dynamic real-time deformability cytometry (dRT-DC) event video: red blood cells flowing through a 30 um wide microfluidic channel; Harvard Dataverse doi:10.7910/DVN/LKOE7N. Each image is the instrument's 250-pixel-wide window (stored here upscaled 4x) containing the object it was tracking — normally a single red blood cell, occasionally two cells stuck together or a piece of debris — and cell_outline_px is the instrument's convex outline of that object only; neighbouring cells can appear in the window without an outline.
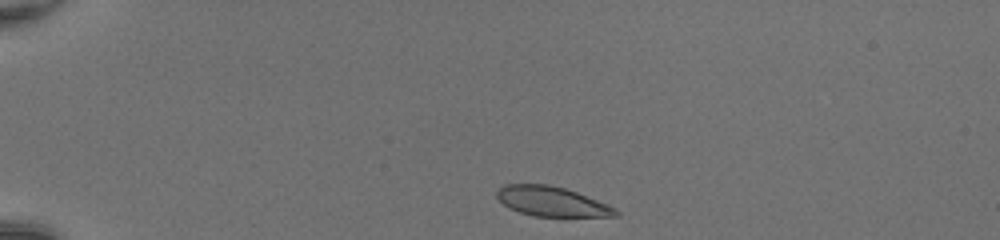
{"species": "common noctule bat (a hibernating species)", "species_latin": "Nyctalus noctula", "temperature_condition": "room temperature", "stored_images_in_passage": 39, "camera_frame_rate_fps": 3000, "um_per_image_px": 0.085, "animal": {"sex": "female", "body_mass_g": 20.0, "forearm_length_mm": 54.0}, "frame": {"image": 1, "passage_image": 1, "time_ms": 0.0, "image_size_px": [1000, 240], "cell_outline_px": [[620, 216], [532, 216], [508, 208], [496, 196], [496, 192], [504, 184], [548, 184], [564, 188], [576, 192], [608, 204], [616, 208], [620, 212]], "centroid_in_image_um": [46.91, 17.12], "position_along_channel_um": 38.1, "area_um2": 20.52}}
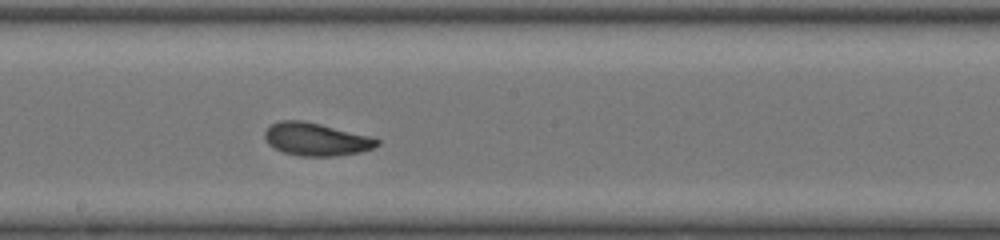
{"frame": {"image": 2, "passage_image": 19, "time_ms": 6.0, "image_size_px": [1000, 240], "cell_outline_px": [[380, 144], [372, 148], [360, 152], [336, 156], [300, 156], [284, 152], [268, 144], [264, 136], [264, 132], [272, 124], [280, 120], [304, 120], [368, 136], [380, 140]], "centroid_in_image_um": [26.85, 11.84], "position_along_channel_um": 221.3, "area_um2": 21.27}}
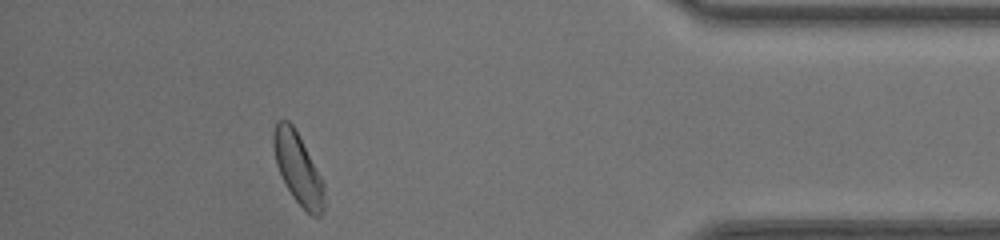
{"frame": {"image": 3, "passage_image": 35, "time_ms": 11.333, "image_size_px": [1000, 240], "cell_outline_px": [[324, 212], [320, 216], [312, 216], [292, 196], [276, 164], [272, 144], [272, 132], [276, 120], [288, 120], [292, 124], [320, 176], [324, 184]], "centroid_in_image_um": [25.3, 14.31], "position_along_channel_um": 409.9, "area_um2": 20.58}, "authors_computed_cell_mechanics": {"area_um2": 21.386, "velocity_mm_per_s": 4.2156, "shape_relaxation_time_tau1_ms": 2.4991, "shape_relaxation_time_tau2_ms": 1.9764, "deformation_change_tau1": 0.1184, "deformation_change_tau2": 0.0558}}